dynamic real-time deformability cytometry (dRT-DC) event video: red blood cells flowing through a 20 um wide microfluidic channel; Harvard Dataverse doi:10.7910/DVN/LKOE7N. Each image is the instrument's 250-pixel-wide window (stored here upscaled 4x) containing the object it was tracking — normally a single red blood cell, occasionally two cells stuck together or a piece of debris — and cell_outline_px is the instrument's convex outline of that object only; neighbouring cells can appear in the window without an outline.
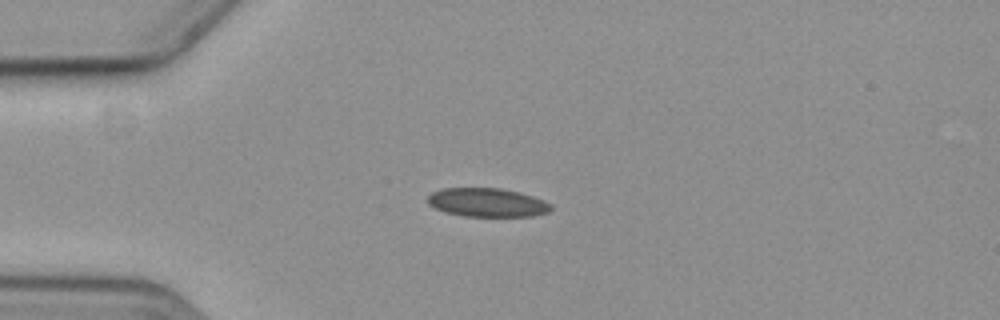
{"species": "common noctule bat (a hibernating species)", "species_latin": "Nyctalus noctula", "temperature_condition": "cold", "stored_images_in_passage": 5, "camera_frame_rate_fps": 3000, "um_per_image_px": 0.085, "animal": {"sex": "female", "body_mass_g": 19.3, "forearm_length_mm": 54.1}, "frame": {"image": 1, "passage_image": 3, "time_ms": 2.333, "image_size_px": [1000, 320], "cell_outline_px": [[552, 208], [548, 212], [532, 216], [464, 216], [444, 212], [428, 204], [428, 196], [432, 192], [444, 188], [500, 188], [532, 196], [544, 200], [552, 204]], "centroid_in_image_um": [41.41, 17.21], "position_along_channel_um": 43.6, "area_um2": 20.52}}
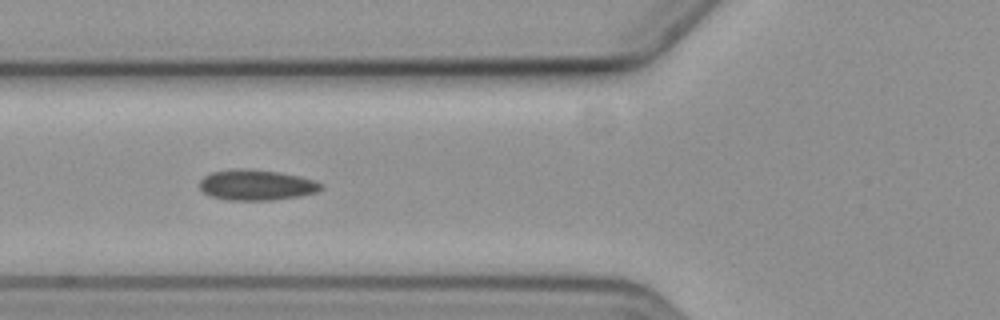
{"frame": {"image": 2, "passage_image": 5, "time_ms": 4.667, "image_size_px": [1000, 320], "cell_outline_px": [[324, 188], [316, 192], [300, 196], [272, 200], [228, 200], [208, 196], [200, 188], [200, 180], [204, 176], [212, 172], [232, 168], [244, 168], [276, 172], [300, 176], [316, 180], [324, 184]], "centroid_in_image_um": [21.81, 15.72], "position_along_channel_um": 104.0, "area_um2": 21.85}}